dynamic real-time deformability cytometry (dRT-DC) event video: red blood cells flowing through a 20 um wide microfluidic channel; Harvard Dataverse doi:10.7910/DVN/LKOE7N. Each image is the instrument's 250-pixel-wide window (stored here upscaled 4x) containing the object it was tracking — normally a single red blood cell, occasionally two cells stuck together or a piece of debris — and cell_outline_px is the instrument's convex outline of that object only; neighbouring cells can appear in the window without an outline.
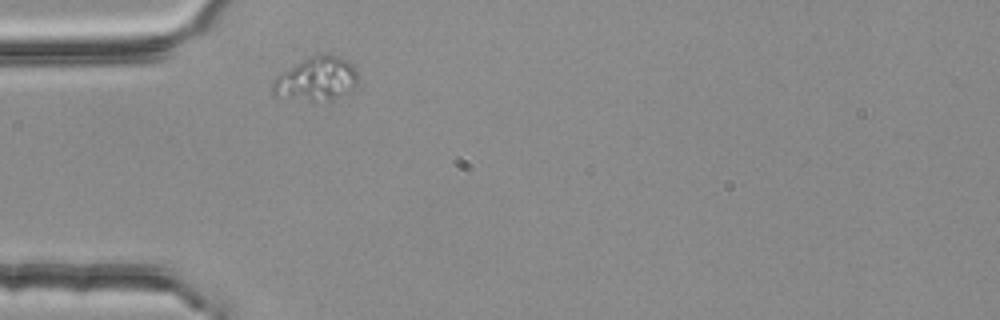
{"species": "common noctule bat (a hibernating species)", "species_latin": "Nyctalus noctula", "temperature_condition": "room temperature", "stored_images_in_passage": 1, "camera_frame_rate_fps": 3000, "um_per_image_px": 0.085, "animal": {"sex": "female", "body_mass_g": 25.1}, "frame": {"image": 1, "passage_image": 1, "time_ms": 0.0, "image_size_px": [1000, 320], "cell_outline_px": [[360, 76], [356, 84], [352, 88], [328, 100], [308, 100], [272, 96], [272, 84], [276, 76], [308, 56], [320, 52], [328, 52], [340, 56], [348, 60], [356, 68]], "centroid_in_image_um": [26.9, 6.64], "position_along_channel_um": 58.1, "area_um2": 21.96}}